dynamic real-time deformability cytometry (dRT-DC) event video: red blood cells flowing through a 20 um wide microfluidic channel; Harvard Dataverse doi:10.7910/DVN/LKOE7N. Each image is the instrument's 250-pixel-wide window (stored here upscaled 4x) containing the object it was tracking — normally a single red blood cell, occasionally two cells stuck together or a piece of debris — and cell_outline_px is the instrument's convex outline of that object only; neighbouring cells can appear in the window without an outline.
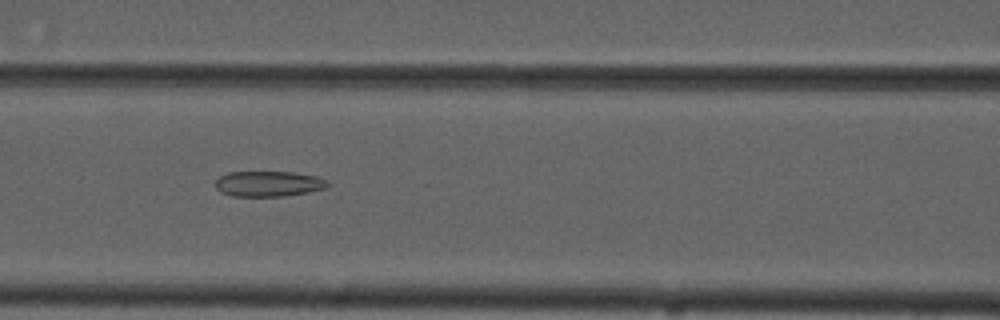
{"species": "common noctule bat (a hibernating species)", "species_latin": "Nyctalus noctula", "temperature_condition": "cold", "stored_images_in_passage": 10, "camera_frame_rate_fps": 3000, "um_per_image_px": 0.085, "animal": {"sex": "male", "forearm_length_mm": 52.5}, "frame": {"image": 1, "passage_image": 7, "time_ms": 7.0, "image_size_px": [1000, 320], "cell_outline_px": [[328, 184], [324, 188], [308, 192], [284, 196], [232, 196], [220, 192], [216, 188], [216, 180], [220, 176], [228, 172], [292, 172], [316, 176], [328, 180]], "centroid_in_image_um": [22.8, 15.62], "position_along_channel_um": 143.8, "area_um2": 16.59}}
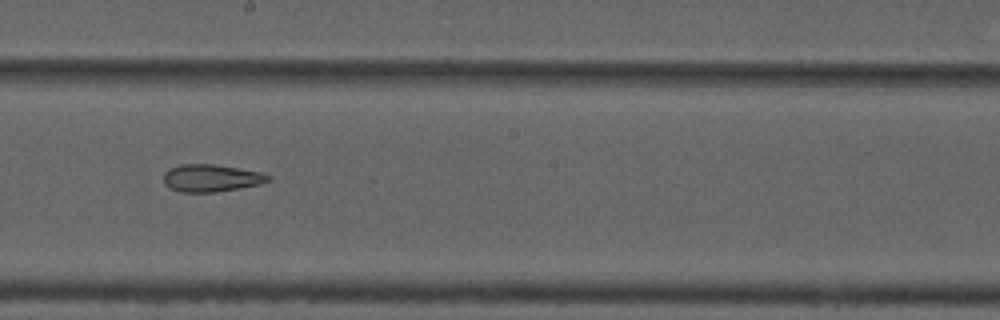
{"frame": {"image": 2, "passage_image": 9, "time_ms": 9.333, "image_size_px": [1000, 320], "cell_outline_px": [[272, 180], [260, 184], [240, 188], [216, 192], [180, 192], [164, 184], [164, 172], [180, 164], [216, 164], [260, 172], [272, 176]], "centroid_in_image_um": [17.98, 15.13], "position_along_channel_um": 230.2, "area_um2": 16.7}}
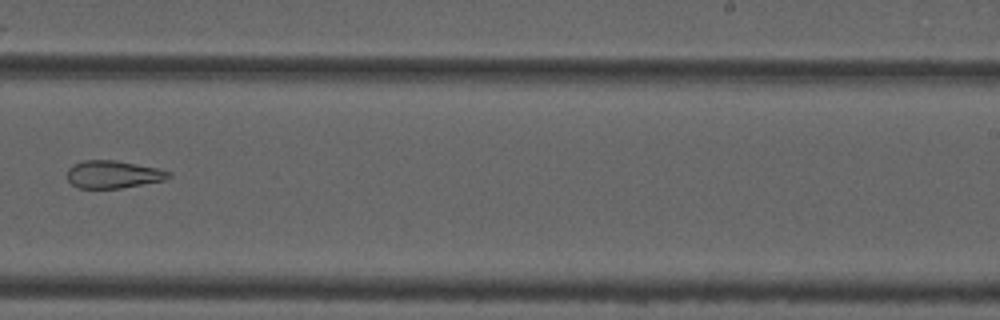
{"frame": {"image": 3, "passage_image": 10, "time_ms": 10.667, "image_size_px": [1000, 320], "cell_outline_px": [[172, 176], [164, 180], [120, 188], [76, 188], [68, 180], [68, 168], [72, 164], [84, 160], [116, 160], [156, 168], [172, 172]], "centroid_in_image_um": [9.6, 14.82], "position_along_channel_um": 279.4, "area_um2": 16.3}}